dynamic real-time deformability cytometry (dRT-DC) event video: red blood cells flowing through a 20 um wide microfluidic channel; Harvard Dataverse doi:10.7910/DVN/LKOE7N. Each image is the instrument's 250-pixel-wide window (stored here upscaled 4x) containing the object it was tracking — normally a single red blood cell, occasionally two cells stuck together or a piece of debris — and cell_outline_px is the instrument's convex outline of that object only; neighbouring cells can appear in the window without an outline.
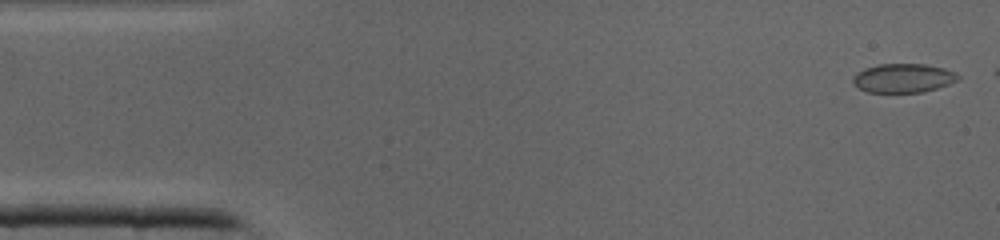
{"species": "common noctule bat (a hibernating species)", "species_latin": "Nyctalus noctula", "temperature_condition": "cold", "stored_images_in_passage": 33, "camera_frame_rate_fps": 3000, "um_per_image_px": 0.085, "animal": {"sex": "male", "body_mass_g": 19.0, "forearm_length_mm": 50.8}, "frame": {"image": 1, "passage_image": 1, "time_ms": 0.0, "image_size_px": [1000, 240], "cell_outline_px": [[960, 80], [924, 92], [868, 92], [852, 84], [852, 76], [856, 72], [864, 68], [880, 64], [924, 64], [944, 68], [956, 72], [960, 76]], "centroid_in_image_um": [76.77, 6.63], "position_along_channel_um": 8.2, "area_um2": 17.86}}
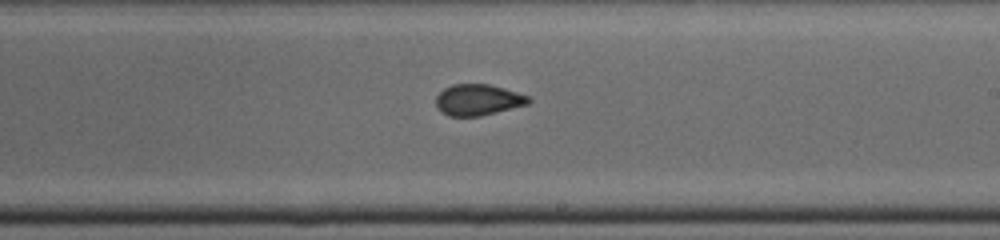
{"frame": {"image": 2, "passage_image": 23, "time_ms": 7.333, "image_size_px": [1000, 240], "cell_outline_px": [[532, 100], [528, 104], [480, 116], [448, 116], [440, 112], [436, 104], [436, 96], [444, 88], [452, 84], [488, 84], [504, 88], [528, 96]], "centroid_in_image_um": [40.6, 8.49], "position_along_channel_um": 248.4, "area_um2": 16.76}}
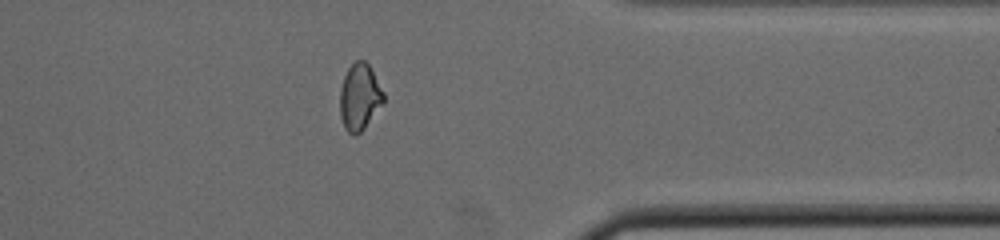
{"frame": {"image": 3, "passage_image": 32, "time_ms": 10.333, "image_size_px": [1000, 240], "cell_outline_px": [[384, 104], [364, 128], [356, 136], [352, 136], [344, 128], [340, 116], [340, 92], [344, 76], [348, 68], [356, 60], [364, 60], [368, 64], [384, 92]], "centroid_in_image_um": [30.57, 8.28], "position_along_channel_um": 380.8, "area_um2": 16.99}}